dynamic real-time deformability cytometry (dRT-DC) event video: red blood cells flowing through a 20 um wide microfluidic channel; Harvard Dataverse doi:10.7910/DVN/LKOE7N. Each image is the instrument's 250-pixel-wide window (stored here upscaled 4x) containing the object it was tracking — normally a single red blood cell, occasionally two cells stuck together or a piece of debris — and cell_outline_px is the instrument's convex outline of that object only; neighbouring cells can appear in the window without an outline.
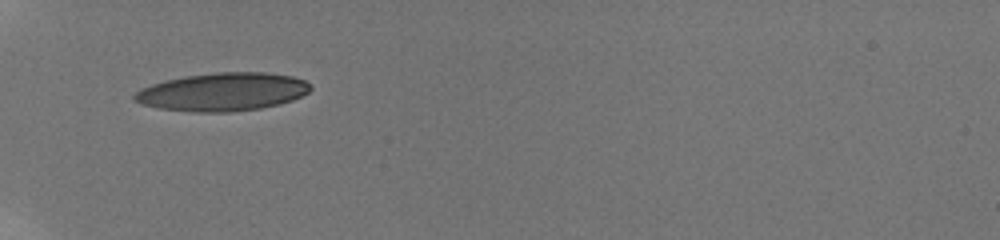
{"species": "human", "species_latin": "Homo sapiens", "temperature_condition": "room temperature", "stored_images_in_passage": 7, "camera_frame_rate_fps": 3000, "um_per_image_px": 0.085, "donor": {"sex": "male"}, "frame": {"image": 1, "passage_image": 1, "time_ms": 0.0, "image_size_px": [1000, 240], "cell_outline_px": [[312, 88], [308, 92], [292, 100], [280, 104], [260, 108], [228, 112], [192, 112], [160, 108], [140, 104], [132, 100], [132, 96], [140, 88], [164, 80], [184, 76], [216, 72], [264, 72], [292, 76], [304, 80], [312, 84]], "centroid_in_image_um": [18.9, 7.8], "position_along_channel_um": 66.1, "area_um2": 39.36}}
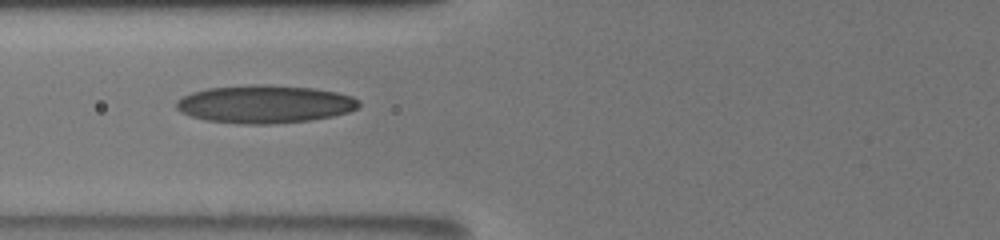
{"frame": {"image": 2, "passage_image": 6, "time_ms": 1.333, "image_size_px": [1000, 240], "cell_outline_px": [[360, 104], [356, 108], [348, 112], [332, 116], [308, 120], [272, 124], [240, 124], [204, 120], [180, 112], [176, 108], [176, 100], [192, 92], [208, 88], [252, 84], [264, 84], [312, 88], [336, 92], [352, 96], [360, 100]], "centroid_in_image_um": [22.48, 8.85], "position_along_channel_um": 103.3, "area_um2": 40.4}}